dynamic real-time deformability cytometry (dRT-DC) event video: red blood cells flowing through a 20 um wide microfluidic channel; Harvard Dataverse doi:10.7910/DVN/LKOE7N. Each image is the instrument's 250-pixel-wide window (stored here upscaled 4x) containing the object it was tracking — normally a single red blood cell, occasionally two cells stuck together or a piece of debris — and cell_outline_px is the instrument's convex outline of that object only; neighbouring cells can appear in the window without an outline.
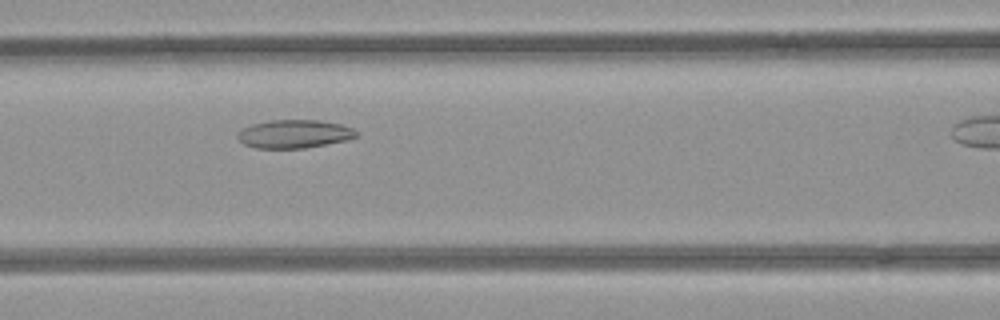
{"species": "common noctule bat (a hibernating species)", "species_latin": "Nyctalus noctula", "temperature_condition": "room temperature", "stored_images_in_passage": 25, "camera_frame_rate_fps": 3000, "um_per_image_px": 0.085, "animal": {"sex": "female", "body_mass_g": 21.9}, "frame": {"image": 1, "passage_image": 12, "time_ms": 3.667, "image_size_px": [1000, 320], "cell_outline_px": [[360, 136], [348, 140], [304, 148], [256, 148], [244, 144], [236, 136], [244, 128], [252, 124], [268, 120], [320, 120], [340, 124], [352, 128], [360, 132]], "centroid_in_image_um": [25.07, 11.38], "position_along_channel_um": 141.5, "area_um2": 19.65}}
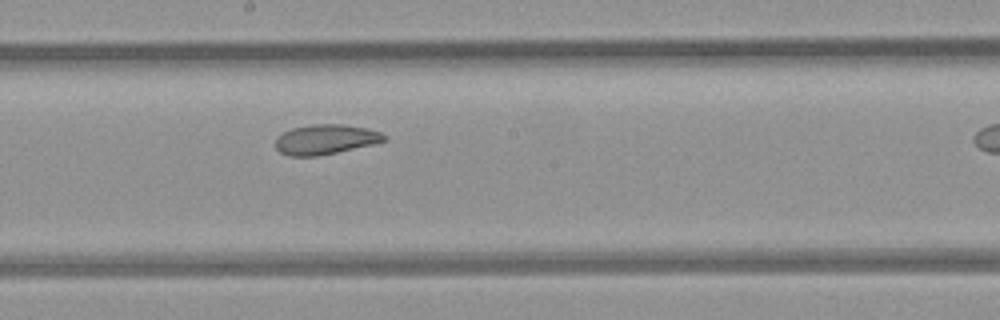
{"frame": {"image": 2, "passage_image": 18, "time_ms": 5.667, "image_size_px": [1000, 320], "cell_outline_px": [[388, 140], [372, 144], [336, 152], [316, 156], [288, 156], [280, 152], [276, 148], [276, 136], [292, 128], [312, 124], [344, 124], [368, 128], [380, 132], [388, 136]], "centroid_in_image_um": [27.68, 11.84], "position_along_channel_um": 220.5, "area_um2": 18.96}}
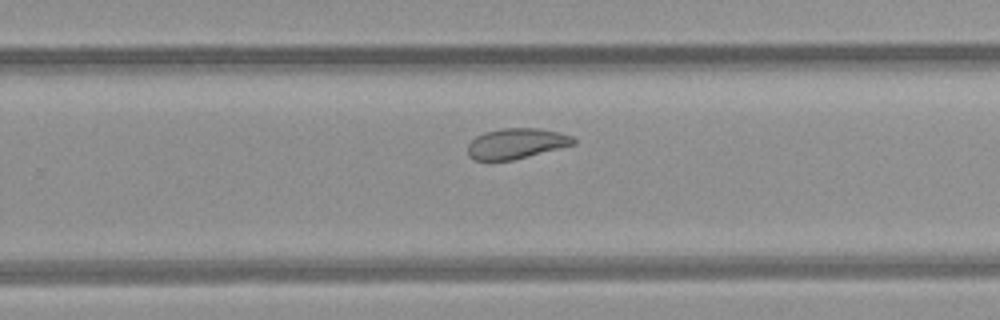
{"frame": {"image": 3, "passage_image": 23, "time_ms": 7.333, "image_size_px": [1000, 320], "cell_outline_px": [[576, 144], [512, 160], [492, 164], [488, 164], [476, 160], [468, 156], [468, 144], [476, 136], [484, 132], [504, 128], [540, 128], [560, 132], [572, 136], [576, 140]], "centroid_in_image_um": [43.84, 12.23], "position_along_channel_um": 286.0, "area_um2": 19.31}}